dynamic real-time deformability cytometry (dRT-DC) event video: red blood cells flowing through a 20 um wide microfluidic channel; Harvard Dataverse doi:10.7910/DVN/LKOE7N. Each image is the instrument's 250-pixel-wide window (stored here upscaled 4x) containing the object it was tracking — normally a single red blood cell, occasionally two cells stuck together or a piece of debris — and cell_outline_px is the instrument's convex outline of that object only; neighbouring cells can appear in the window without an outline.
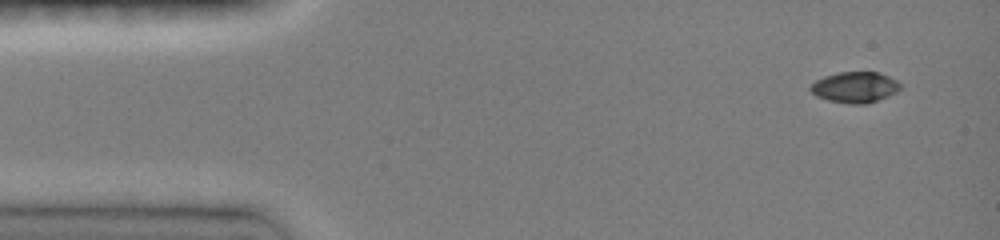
{"species": "common noctule bat (a hibernating species)", "species_latin": "Nyctalus noctula", "temperature_condition": "room temperature", "stored_images_in_passage": 8, "camera_frame_rate_fps": 3000, "um_per_image_px": 0.085, "animal": {"sex": "female", "body_mass_g": 19.0, "forearm_length_mm": 51.5}, "frame": {"image": 1, "passage_image": 1, "time_ms": 0.0, "image_size_px": [1000, 240], "cell_outline_px": [[900, 88], [896, 92], [888, 96], [868, 104], [852, 104], [828, 100], [816, 96], [808, 88], [816, 80], [824, 76], [840, 72], [880, 72], [896, 80], [900, 84]], "centroid_in_image_um": [72.67, 7.42], "position_along_channel_um": 12.3, "area_um2": 16.13}}
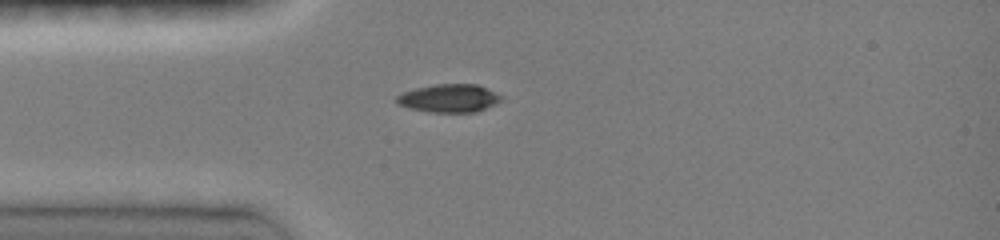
{"frame": {"image": 2, "passage_image": 7, "time_ms": 3.0, "image_size_px": [1000, 240], "cell_outline_px": [[504, 100], [476, 112], [428, 112], [408, 108], [400, 104], [396, 100], [396, 96], [404, 92], [416, 88], [436, 84], [476, 84], [504, 96]], "centroid_in_image_um": [38.21, 8.35], "position_along_channel_um": 46.8, "area_um2": 17.11}}